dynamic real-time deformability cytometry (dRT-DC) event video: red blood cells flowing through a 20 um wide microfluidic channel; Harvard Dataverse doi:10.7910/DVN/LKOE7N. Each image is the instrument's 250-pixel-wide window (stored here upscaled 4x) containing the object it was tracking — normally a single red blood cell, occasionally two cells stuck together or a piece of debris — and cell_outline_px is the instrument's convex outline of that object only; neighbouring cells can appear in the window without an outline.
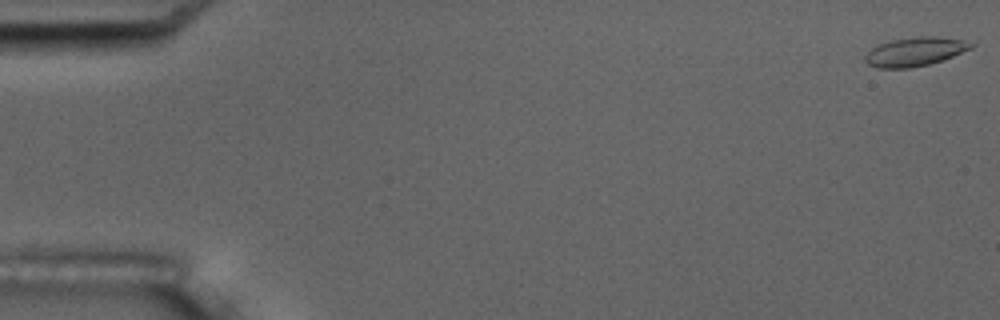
{"species": "common noctule bat (a hibernating species)", "species_latin": "Nyctalus noctula", "temperature_condition": "room temperature", "stored_images_in_passage": 3, "camera_frame_rate_fps": 3000, "um_per_image_px": 0.085, "animal": {"sex": "male", "body_mass_g": 17.5, "forearm_length_mm": 52.3}, "frame": {"image": 1, "passage_image": 1, "time_ms": 0.0, "image_size_px": [1000, 320], "cell_outline_px": [[976, 44], [972, 48], [952, 56], [928, 64], [912, 68], [876, 68], [868, 64], [864, 60], [864, 56], [872, 48], [880, 44], [892, 40], [920, 36], [936, 36], [964, 40]], "centroid_in_image_um": [77.77, 4.39], "position_along_channel_um": 7.2, "area_um2": 17.69}}